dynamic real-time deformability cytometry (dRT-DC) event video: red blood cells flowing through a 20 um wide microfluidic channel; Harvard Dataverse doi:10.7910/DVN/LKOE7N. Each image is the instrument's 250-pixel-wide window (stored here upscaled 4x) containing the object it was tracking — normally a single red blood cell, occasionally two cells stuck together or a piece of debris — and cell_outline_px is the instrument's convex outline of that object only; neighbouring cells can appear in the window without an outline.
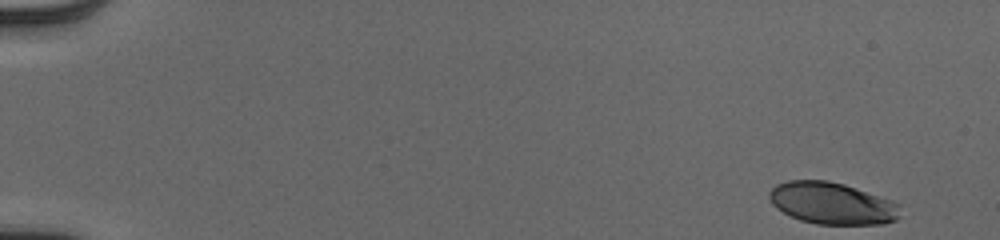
{"species": "human", "species_latin": "Homo sapiens", "temperature_condition": "cold", "stored_images_in_passage": 51, "camera_frame_rate_fps": 3000, "um_per_image_px": 0.085, "donor": {"sex": "male"}, "frame": {"image": 1, "passage_image": 1, "time_ms": 0.0, "image_size_px": [1000, 240], "cell_outline_px": [[900, 216], [896, 220], [884, 224], [816, 224], [800, 220], [776, 208], [772, 204], [768, 196], [768, 192], [776, 184], [788, 180], [828, 180], [844, 184], [892, 200], [900, 204]], "centroid_in_image_um": [70.73, 17.27], "position_along_channel_um": 14.3, "area_um2": 32.14}}
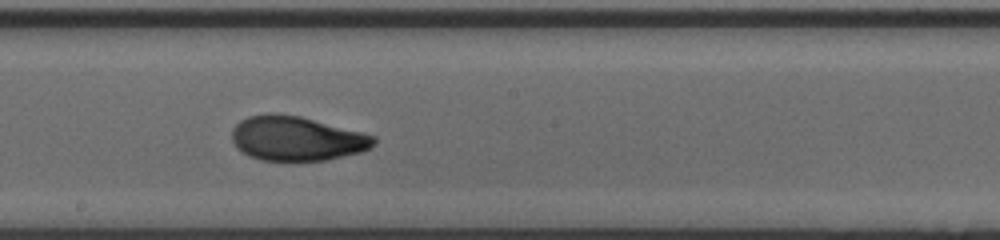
{"frame": {"image": 2, "passage_image": 29, "time_ms": 9.333, "image_size_px": [1000, 240], "cell_outline_px": [[376, 140], [368, 148], [360, 152], [324, 160], [288, 164], [260, 160], [248, 156], [240, 152], [236, 148], [232, 140], [232, 132], [236, 124], [240, 120], [248, 116], [300, 116], [376, 136]], "centroid_in_image_um": [25.17, 11.85], "position_along_channel_um": 223.0, "area_um2": 36.76}}
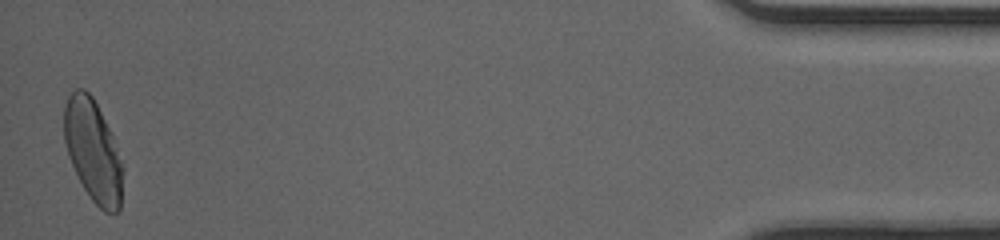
{"frame": {"image": 3, "passage_image": 50, "time_ms": 16.333, "image_size_px": [1000, 240], "cell_outline_px": [[120, 212], [104, 212], [92, 200], [84, 188], [68, 156], [64, 140], [64, 108], [68, 96], [76, 88], [84, 88], [92, 96], [112, 136], [120, 160]], "centroid_in_image_um": [7.85, 12.79], "position_along_channel_um": 427.4, "area_um2": 33.76}, "authors_computed_cell_mechanics": {"area_um2": 35.3736, "velocity_mm_per_s": 4.0192, "shape_relaxation_time_tau1_ms": 5.5104, "shape_relaxation_time_tau2_ms": 1.017, "deformation_change_tau1": 0.1821, "deformation_change_tau2": 0.0615}}